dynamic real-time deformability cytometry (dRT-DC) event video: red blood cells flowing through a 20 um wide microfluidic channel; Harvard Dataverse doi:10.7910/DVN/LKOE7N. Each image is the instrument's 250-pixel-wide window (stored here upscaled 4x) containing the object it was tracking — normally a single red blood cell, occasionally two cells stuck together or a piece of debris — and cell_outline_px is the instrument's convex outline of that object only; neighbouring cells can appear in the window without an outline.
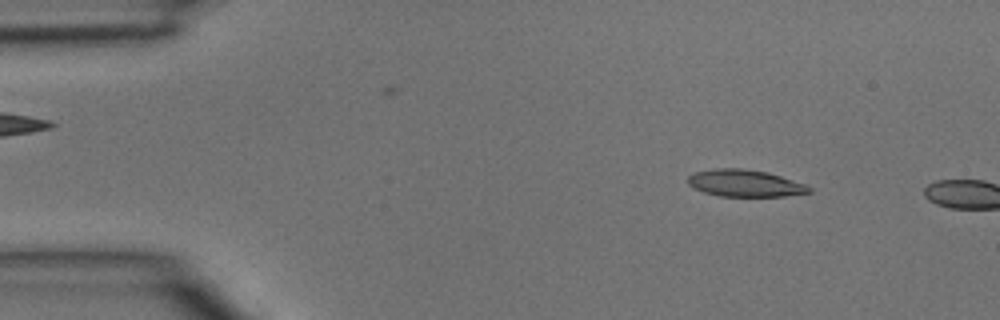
{"species": "common noctule bat (a hibernating species)", "species_latin": "Nyctalus noctula", "temperature_condition": "room temperature", "stored_images_in_passage": 2, "camera_frame_rate_fps": 3000, "um_per_image_px": 0.085, "animal": {"sex": "male", "body_mass_g": 15.6}, "frame": {"image": 1, "passage_image": 1, "time_ms": 0.0, "image_size_px": [1000, 320], "cell_outline_px": [[812, 192], [784, 196], [720, 196], [704, 192], [692, 188], [688, 184], [688, 176], [696, 172], [716, 168], [744, 168], [768, 172], [808, 184], [812, 188]], "centroid_in_image_um": [63.36, 15.57], "position_along_channel_um": 21.6, "area_um2": 19.25}}